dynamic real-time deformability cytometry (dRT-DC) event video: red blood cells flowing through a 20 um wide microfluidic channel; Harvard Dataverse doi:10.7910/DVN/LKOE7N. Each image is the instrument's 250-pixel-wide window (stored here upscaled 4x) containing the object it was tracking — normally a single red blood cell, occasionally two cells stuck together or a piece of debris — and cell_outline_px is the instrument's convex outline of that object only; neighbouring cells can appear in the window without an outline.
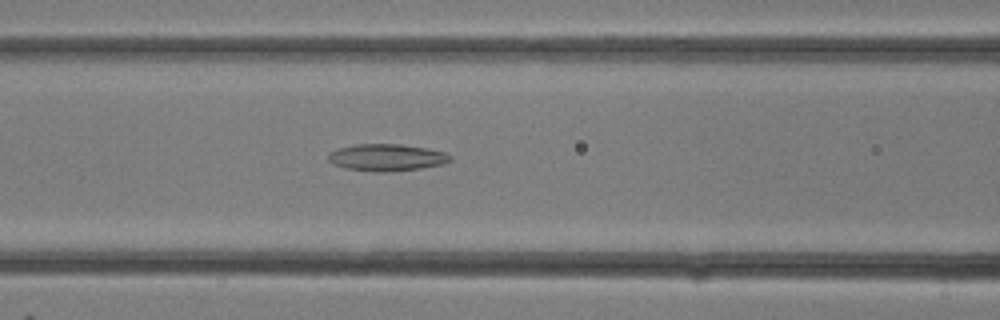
{"species": "common noctule bat (a hibernating species)", "species_latin": "Nyctalus noctula", "temperature_condition": "room temperature", "stored_images_in_passage": 6, "camera_frame_rate_fps": 3000, "um_per_image_px": 0.085, "animal": {"sex": "female"}, "frame": {"image": 1, "passage_image": 4, "time_ms": 1.0, "image_size_px": [1000, 320], "cell_outline_px": [[452, 160], [444, 164], [420, 168], [388, 172], [376, 172], [344, 168], [332, 164], [328, 160], [328, 152], [340, 148], [356, 144], [400, 144], [428, 148], [444, 152], [452, 156]], "centroid_in_image_um": [32.87, 13.39], "position_along_channel_um": 133.7, "area_um2": 19.31}}
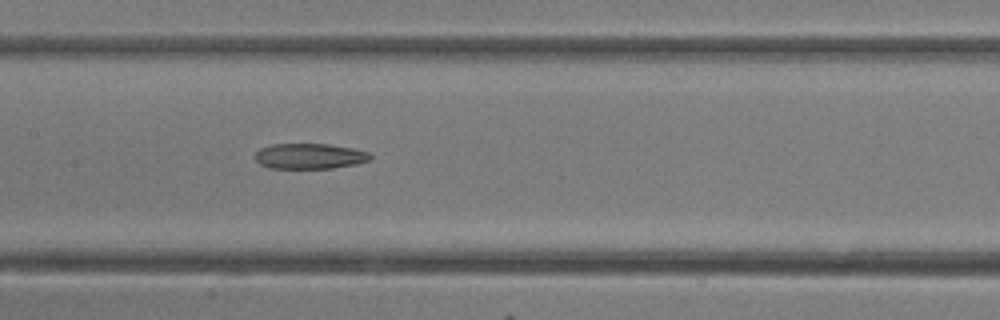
{"frame": {"image": 2, "passage_image": 6, "time_ms": 1.667, "image_size_px": [1000, 320], "cell_outline_px": [[372, 156], [368, 160], [356, 164], [332, 168], [268, 168], [260, 164], [256, 160], [256, 152], [260, 148], [272, 144], [328, 144], [352, 148], [368, 152]], "centroid_in_image_um": [26.3, 13.27], "position_along_channel_um": 181.1, "area_um2": 16.99}}